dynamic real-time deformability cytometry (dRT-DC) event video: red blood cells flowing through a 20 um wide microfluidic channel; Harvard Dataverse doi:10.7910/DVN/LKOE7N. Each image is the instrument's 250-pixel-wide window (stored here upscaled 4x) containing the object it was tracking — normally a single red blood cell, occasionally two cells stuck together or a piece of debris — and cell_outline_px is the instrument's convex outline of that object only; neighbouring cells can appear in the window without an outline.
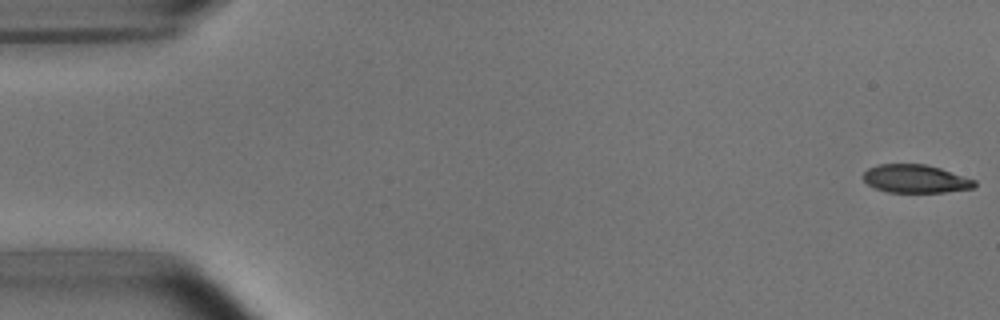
{"species": "common noctule bat (a hibernating species)", "species_latin": "Nyctalus noctula", "temperature_condition": "room temperature", "stored_images_in_passage": 52, "camera_frame_rate_fps": 3000, "um_per_image_px": 0.085, "animal": {"sex": "male", "body_mass_g": 15.6}, "frame": {"image": 1, "passage_image": 1, "time_ms": 0.0, "image_size_px": [1000, 320], "cell_outline_px": [[976, 188], [944, 192], [888, 192], [876, 188], [868, 184], [860, 176], [868, 168], [880, 164], [924, 164], [940, 168], [976, 180]], "centroid_in_image_um": [77.82, 15.2], "position_along_channel_um": 7.2, "area_um2": 18.32}}
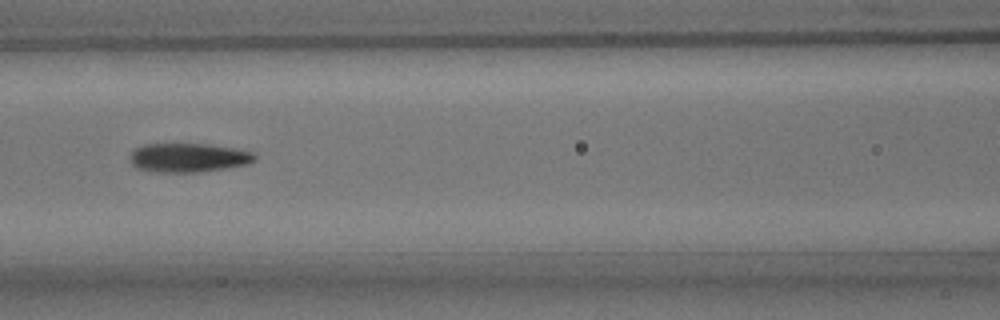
{"frame": {"image": 2, "passage_image": 23, "time_ms": 7.333, "image_size_px": [1000, 320], "cell_outline_px": [[256, 160], [248, 164], [228, 168], [200, 172], [152, 172], [136, 168], [132, 164], [128, 156], [136, 148], [144, 144], [208, 144], [232, 148], [252, 152], [256, 156]], "centroid_in_image_um": [15.99, 13.41], "position_along_channel_um": 150.6, "area_um2": 21.21}}
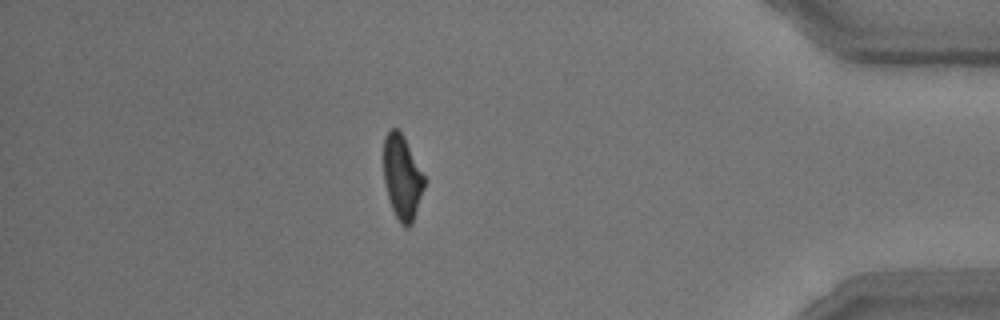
{"frame": {"image": 3, "passage_image": 46, "time_ms": 15.0, "image_size_px": [1000, 320], "cell_outline_px": [[428, 180], [412, 224], [408, 228], [400, 224], [392, 208], [388, 196], [384, 180], [384, 136], [392, 128], [396, 128], [404, 136]], "centroid_in_image_um": [34.23, 15.08], "position_along_channel_um": 401.0, "area_um2": 20.35}, "authors_computed_cell_mechanics": {"area_um2": 20.9525, "velocity_mm_per_s": 3.8028, "shape_relaxation_time_tau1_ms": 2.7757, "shape_relaxation_time_tau2_ms": 2.4874, "deformation_change_tau1": 0.1591, "deformation_change_tau2": 0.1093}}